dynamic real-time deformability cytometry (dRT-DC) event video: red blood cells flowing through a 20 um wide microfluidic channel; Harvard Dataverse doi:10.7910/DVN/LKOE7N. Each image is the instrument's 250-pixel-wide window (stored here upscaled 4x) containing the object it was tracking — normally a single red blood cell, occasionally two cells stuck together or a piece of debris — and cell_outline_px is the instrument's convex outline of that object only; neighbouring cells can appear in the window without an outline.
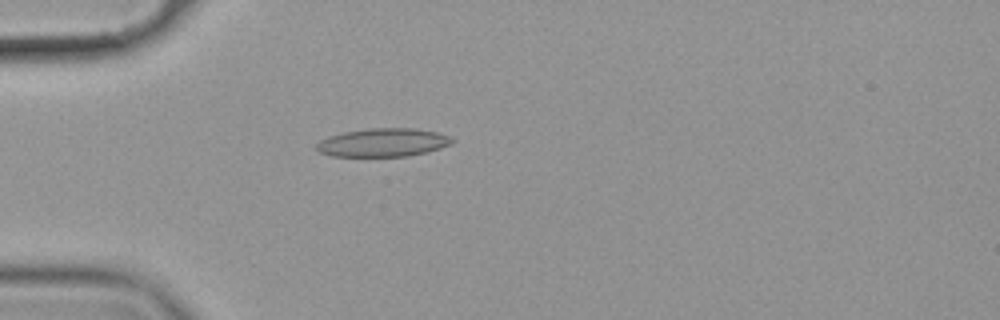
{"species": "common noctule bat (a hibernating species)", "species_latin": "Nyctalus noctula", "temperature_condition": "cold", "stored_images_in_passage": 57, "camera_frame_rate_fps": 3000, "um_per_image_px": 0.085, "animal": {"sex": "female", "body_mass_g": 19.9}, "frame": {"image": 1, "passage_image": 17, "time_ms": 5.333, "image_size_px": [1000, 320], "cell_outline_px": [[456, 140], [452, 144], [428, 152], [408, 156], [332, 156], [320, 152], [316, 148], [316, 144], [320, 140], [328, 136], [344, 132], [368, 128], [416, 128], [436, 132], [448, 136]], "centroid_in_image_um": [32.57, 12.11], "position_along_channel_um": 52.4, "area_um2": 22.48}}
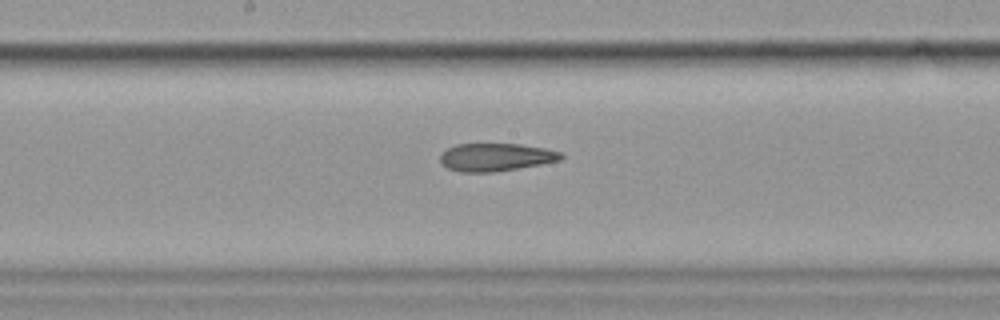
{"frame": {"image": 2, "passage_image": 31, "time_ms": 10.0, "image_size_px": [1000, 320], "cell_outline_px": [[564, 156], [560, 160], [540, 164], [492, 172], [460, 172], [448, 168], [440, 160], [440, 156], [448, 148], [456, 144], [520, 144], [544, 148], [560, 152]], "centroid_in_image_um": [42.14, 13.35], "position_along_channel_um": 206.1, "area_um2": 19.31}}
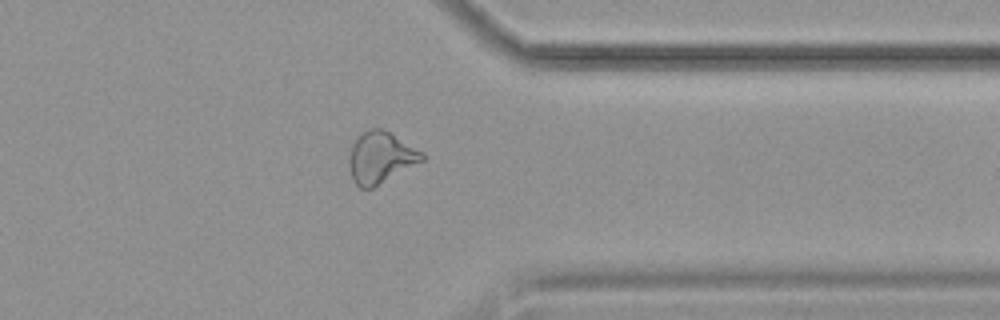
{"frame": {"image": 3, "passage_image": 46, "time_ms": 15.0, "image_size_px": [1000, 320], "cell_outline_px": [[424, 160], [372, 188], [360, 188], [352, 180], [348, 164], [348, 160], [352, 144], [356, 136], [360, 132], [368, 128], [380, 128], [388, 132], [424, 152]], "centroid_in_image_um": [32.31, 13.38], "position_along_channel_um": 379.1, "area_um2": 21.91}, "authors_computed_cell_mechanics": {"area_um2": 21.8484, "velocity_mm_per_s": 3.5403, "shape_relaxation_time_tau1_ms": null, "shape_relaxation_time_tau2_ms": 5.7266, "deformation_change_tau1": null, "deformation_change_tau2": 0.1482}}